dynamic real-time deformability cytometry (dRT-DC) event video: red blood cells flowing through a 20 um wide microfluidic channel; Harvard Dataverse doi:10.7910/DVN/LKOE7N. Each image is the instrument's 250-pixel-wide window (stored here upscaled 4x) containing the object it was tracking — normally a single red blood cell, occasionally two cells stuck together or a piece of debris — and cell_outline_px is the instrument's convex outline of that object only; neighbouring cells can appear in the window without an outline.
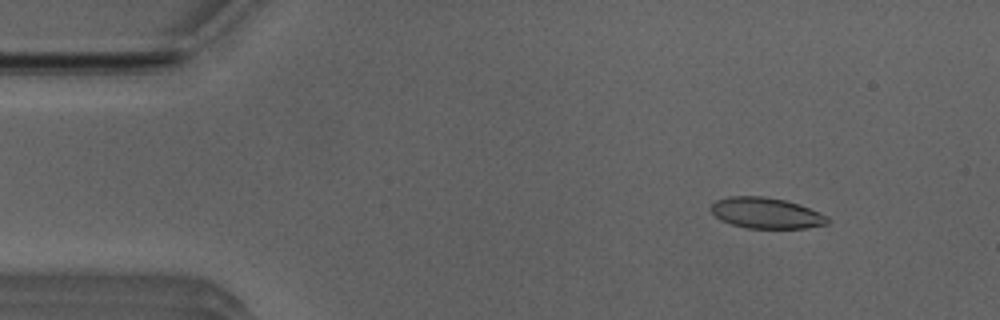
{"species": "Egyptian fruit bat (a non-hibernating species)", "species_latin": "Rousettus aegyptiacus", "temperature_condition": "room temperature", "stored_images_in_passage": 47, "camera_frame_rate_fps": 3000, "um_per_image_px": 0.085, "animal": {"sex": "male"}, "frame": {"image": 1, "passage_image": 2, "time_ms": 0.333, "image_size_px": [1000, 320], "cell_outline_px": [[828, 224], [804, 228], [748, 228], [732, 224], [720, 220], [712, 212], [712, 204], [716, 200], [728, 196], [760, 196], [784, 200], [800, 204], [828, 216]], "centroid_in_image_um": [65.13, 18.11], "position_along_channel_um": 19.9, "area_um2": 20.81}}
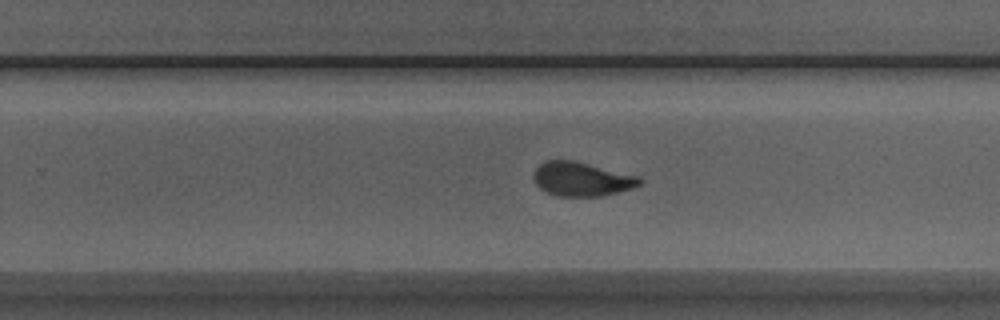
{"frame": {"image": 2, "passage_image": 28, "time_ms": 9.0, "image_size_px": [1000, 320], "cell_outline_px": [[644, 180], [640, 184], [632, 188], [600, 196], [556, 196], [540, 188], [536, 184], [532, 176], [532, 172], [544, 160], [576, 160], [640, 176]], "centroid_in_image_um": [49.44, 15.2], "position_along_channel_um": 280.4, "area_um2": 21.27}}
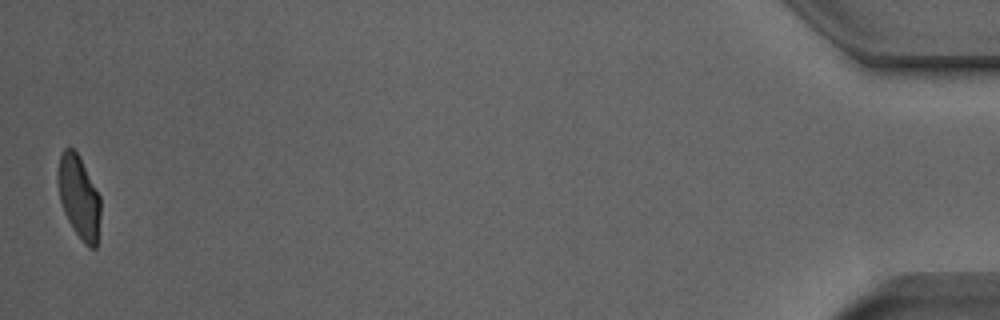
{"frame": {"image": 3, "passage_image": 47, "time_ms": 15.333, "image_size_px": [1000, 320], "cell_outline_px": [[100, 216], [96, 248], [88, 248], [84, 244], [68, 220], [64, 212], [60, 200], [56, 180], [56, 172], [60, 152], [64, 148], [72, 148], [80, 156], [100, 196]], "centroid_in_image_um": [6.68, 16.71], "position_along_channel_um": 428.5, "area_um2": 20.87}, "authors_computed_cell_mechanics": {"area_um2": 21.3282, "velocity_mm_per_s": 3.94, "shape_relaxation_time_tau1_ms": 4.4551, "shape_relaxation_time_tau2_ms": 0.8663, "deformation_change_tau1": 0.1665, "deformation_change_tau2": 0.0577}}